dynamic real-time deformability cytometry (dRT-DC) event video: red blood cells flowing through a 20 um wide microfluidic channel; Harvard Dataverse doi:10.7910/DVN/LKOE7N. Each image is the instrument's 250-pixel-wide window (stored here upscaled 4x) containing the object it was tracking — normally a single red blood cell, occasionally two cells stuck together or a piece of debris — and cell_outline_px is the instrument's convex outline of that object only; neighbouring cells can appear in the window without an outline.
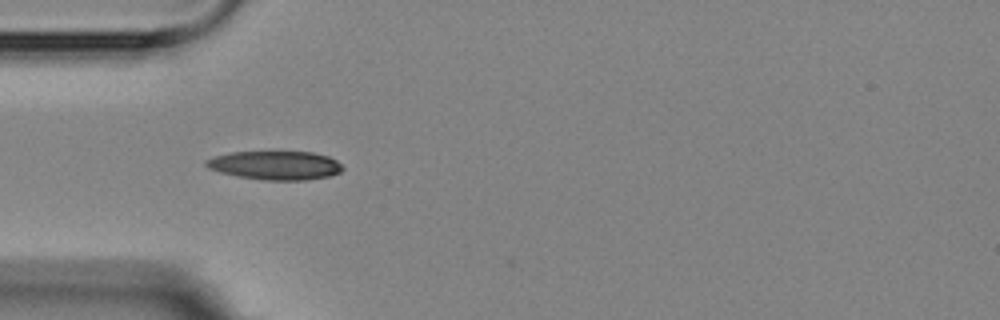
{"species": "Egyptian fruit bat (a non-hibernating species)", "species_latin": "Rousettus aegyptiacus", "temperature_condition": "room temperature", "stored_images_in_passage": 6, "camera_frame_rate_fps": 3000, "um_per_image_px": 0.085, "animal": {"sex": "female"}, "frame": {"image": 1, "passage_image": 5, "time_ms": 4.333, "image_size_px": [1000, 320], "cell_outline_px": [[344, 168], [340, 172], [328, 176], [308, 180], [264, 180], [236, 176], [220, 172], [208, 168], [204, 164], [204, 160], [216, 156], [232, 152], [312, 152], [328, 156], [336, 160]], "centroid_in_image_um": [23.39, 14.06], "position_along_channel_um": 61.6, "area_um2": 22.83}}
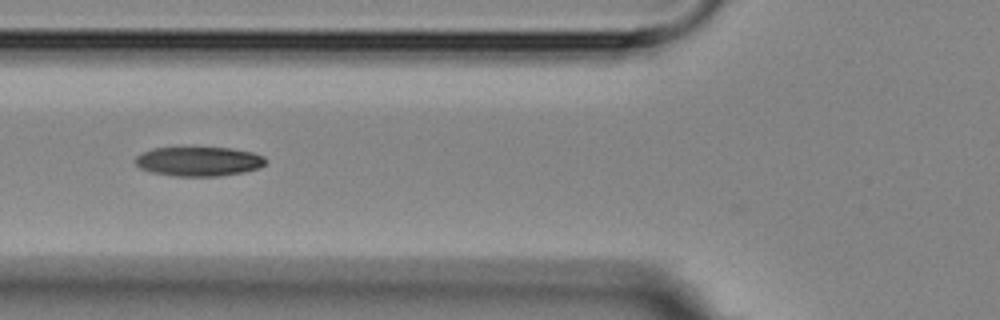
{"frame": {"image": 2, "passage_image": 6, "time_ms": 5.667, "image_size_px": [1000, 320], "cell_outline_px": [[264, 164], [256, 168], [240, 172], [220, 176], [176, 176], [152, 172], [140, 168], [136, 164], [136, 156], [140, 152], [152, 148], [188, 144], [232, 148], [252, 152], [264, 156]], "centroid_in_image_um": [16.81, 13.65], "position_along_channel_um": 109.0, "area_um2": 23.18}}